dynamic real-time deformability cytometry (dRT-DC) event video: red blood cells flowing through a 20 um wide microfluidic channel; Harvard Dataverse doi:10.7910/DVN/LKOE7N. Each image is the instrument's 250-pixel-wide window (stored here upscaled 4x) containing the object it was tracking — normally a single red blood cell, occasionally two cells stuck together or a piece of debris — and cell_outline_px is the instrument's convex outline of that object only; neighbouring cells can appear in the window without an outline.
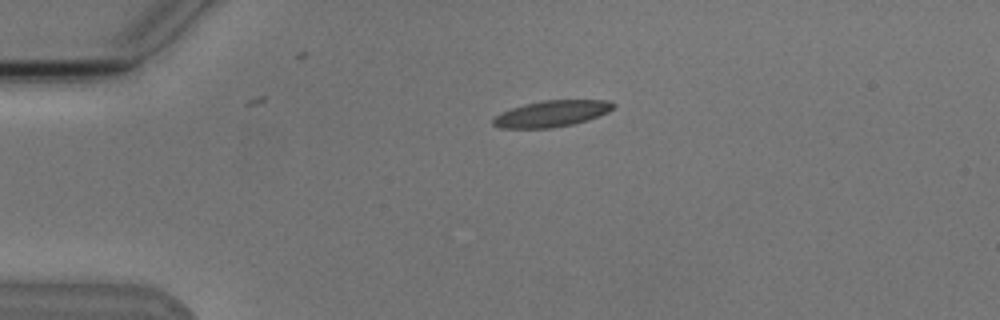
{"species": "Egyptian fruit bat (a non-hibernating species)", "species_latin": "Rousettus aegyptiacus", "temperature_condition": "cold", "stored_images_in_passage": 4, "camera_frame_rate_fps": 3000, "um_per_image_px": 0.085, "animal": {"sex": "male"}, "frame": {"image": 1, "passage_image": 3, "time_ms": 2.333, "image_size_px": [1000, 320], "cell_outline_px": [[616, 104], [608, 112], [588, 120], [572, 124], [552, 128], [500, 128], [492, 124], [492, 120], [496, 116], [512, 108], [524, 104], [544, 100], [608, 100]], "centroid_in_image_um": [46.9, 9.66], "position_along_channel_um": 38.1, "area_um2": 18.26}}